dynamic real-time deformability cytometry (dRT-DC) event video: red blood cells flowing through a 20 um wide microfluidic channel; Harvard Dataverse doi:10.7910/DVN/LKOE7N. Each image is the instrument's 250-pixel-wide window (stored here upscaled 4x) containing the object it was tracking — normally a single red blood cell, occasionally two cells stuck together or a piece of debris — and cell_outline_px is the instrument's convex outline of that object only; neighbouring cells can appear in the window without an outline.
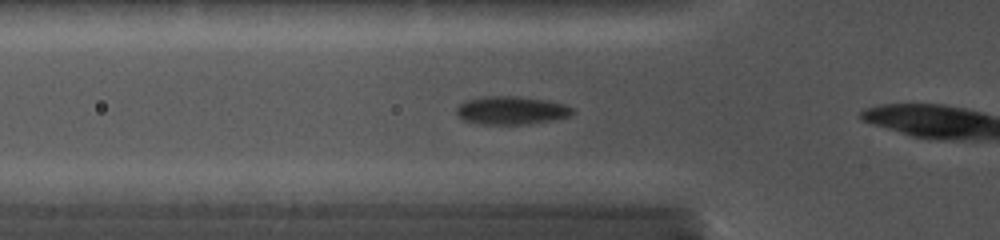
{"species": "common noctule bat (a hibernating species)", "species_latin": "Nyctalus noctula", "temperature_condition": "cold", "stored_images_in_passage": 21, "camera_frame_rate_fps": 5000, "um_per_image_px": 0.085, "animal": {"sex": "female", "body_mass_g": 19.0, "forearm_length_mm": 56.7}, "frame": {"image": 1, "passage_image": 4, "time_ms": 1.6, "image_size_px": [1000, 240], "cell_outline_px": [[572, 112], [568, 116], [552, 120], [528, 124], [480, 124], [464, 120], [456, 112], [456, 108], [460, 104], [468, 100], [496, 96], [512, 96], [540, 100], [564, 104], [572, 108]], "centroid_in_image_um": [43.44, 9.4], "position_along_channel_um": 82.4, "area_um2": 18.38}}
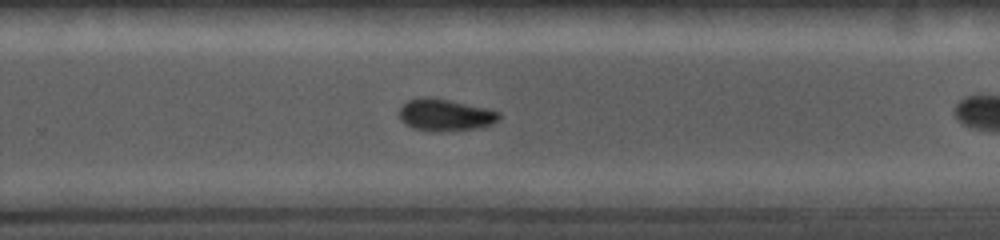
{"frame": {"image": 2, "passage_image": 15, "time_ms": 6.8, "image_size_px": [1000, 240], "cell_outline_px": [[500, 120], [492, 124], [480, 128], [440, 132], [428, 132], [412, 128], [404, 124], [400, 120], [400, 108], [408, 100], [424, 96], [448, 100], [488, 108], [500, 112]], "centroid_in_image_um": [37.85, 9.79], "position_along_channel_um": 291.9, "area_um2": 18.9}}
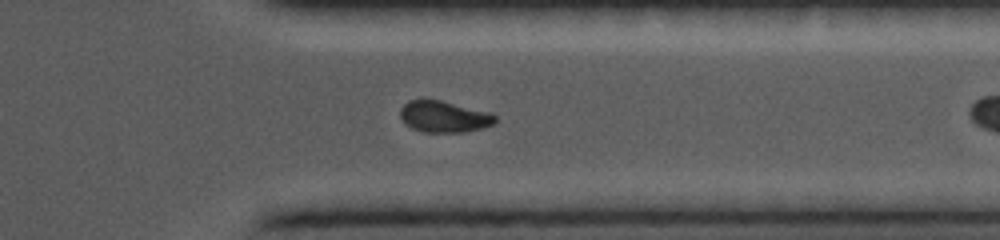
{"frame": {"image": 3, "passage_image": 20, "time_ms": 8.8, "image_size_px": [1000, 240], "cell_outline_px": [[496, 120], [492, 124], [484, 128], [464, 132], [424, 132], [412, 128], [400, 116], [400, 108], [408, 100], [440, 100], [492, 112], [496, 116]], "centroid_in_image_um": [37.78, 9.91], "position_along_channel_um": 373.6, "area_um2": 17.34}}